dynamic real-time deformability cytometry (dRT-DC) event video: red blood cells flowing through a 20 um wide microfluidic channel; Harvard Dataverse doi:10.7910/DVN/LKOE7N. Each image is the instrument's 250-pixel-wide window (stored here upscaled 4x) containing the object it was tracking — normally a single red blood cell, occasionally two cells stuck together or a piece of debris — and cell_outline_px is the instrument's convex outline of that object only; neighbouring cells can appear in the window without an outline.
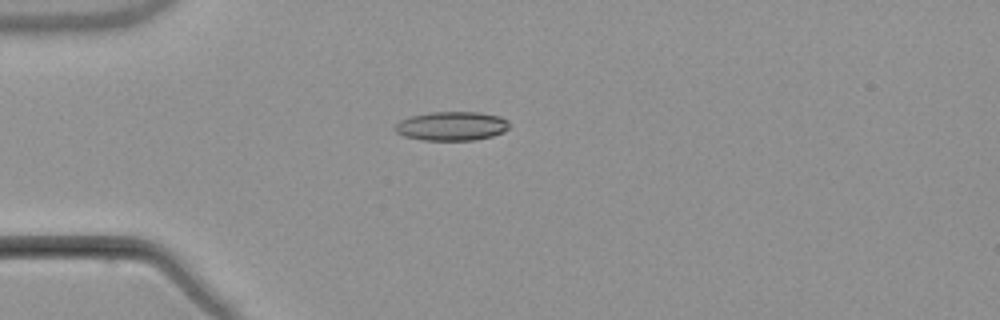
{"species": "common noctule bat (a hibernating species)", "species_latin": "Nyctalus noctula", "temperature_condition": "warm", "stored_images_in_passage": 6, "camera_frame_rate_fps": 3000, "um_per_image_px": 0.085, "animal": {"sex": "male", "body_mass_g": 21.5, "forearm_length_mm": 52.0}, "frame": {"image": 1, "passage_image": 5, "time_ms": 4.667, "image_size_px": [1000, 320], "cell_outline_px": [[508, 128], [504, 132], [492, 136], [476, 140], [420, 140], [404, 136], [396, 132], [392, 128], [400, 120], [412, 116], [432, 112], [480, 112], [500, 116], [508, 120]], "centroid_in_image_um": [38.39, 10.72], "position_along_channel_um": 46.6, "area_um2": 19.42}}
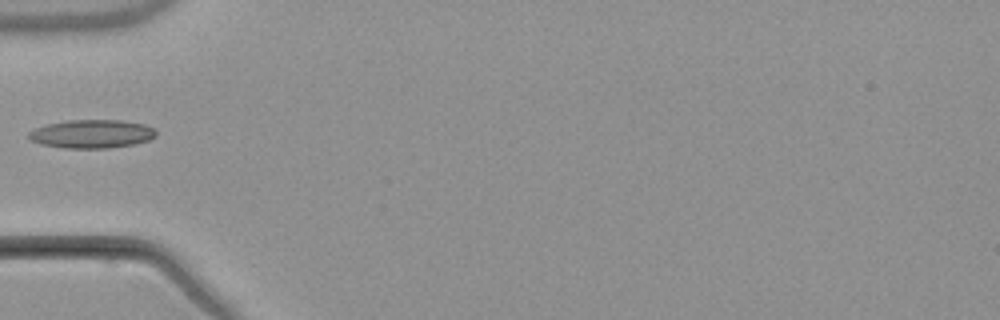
{"frame": {"image": 2, "passage_image": 6, "time_ms": 6.0, "image_size_px": [1000, 320], "cell_outline_px": [[156, 136], [148, 140], [132, 144], [108, 148], [64, 148], [40, 144], [28, 140], [28, 132], [36, 128], [48, 124], [68, 120], [120, 120], [144, 124], [152, 128], [156, 132]], "centroid_in_image_um": [7.76, 11.38], "position_along_channel_um": 77.2, "area_um2": 21.04}}